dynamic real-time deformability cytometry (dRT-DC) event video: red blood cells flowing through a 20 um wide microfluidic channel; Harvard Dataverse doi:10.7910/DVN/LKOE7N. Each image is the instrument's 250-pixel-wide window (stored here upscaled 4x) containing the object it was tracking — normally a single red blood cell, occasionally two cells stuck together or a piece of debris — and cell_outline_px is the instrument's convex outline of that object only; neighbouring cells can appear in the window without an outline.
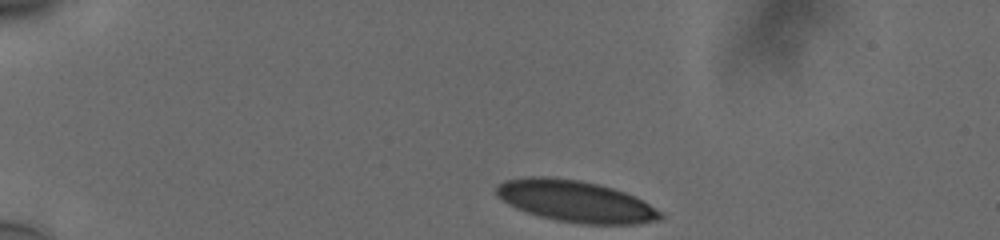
{"species": "human", "species_latin": "Homo sapiens", "temperature_condition": "cold", "stored_images_in_passage": 38, "camera_frame_rate_fps": 3000, "um_per_image_px": 0.085, "donor": {"sex": "male"}, "frame": {"image": 1, "passage_image": 1, "time_ms": 0.0, "image_size_px": [1000, 240], "cell_outline_px": [[664, 216], [660, 220], [640, 224], [584, 224], [556, 220], [540, 216], [516, 208], [508, 204], [496, 196], [496, 184], [504, 180], [524, 176], [552, 176], [580, 180], [600, 184], [636, 196], [664, 212]], "centroid_in_image_um": [48.94, 17.09], "position_along_channel_um": 36.1, "area_um2": 40.29}}
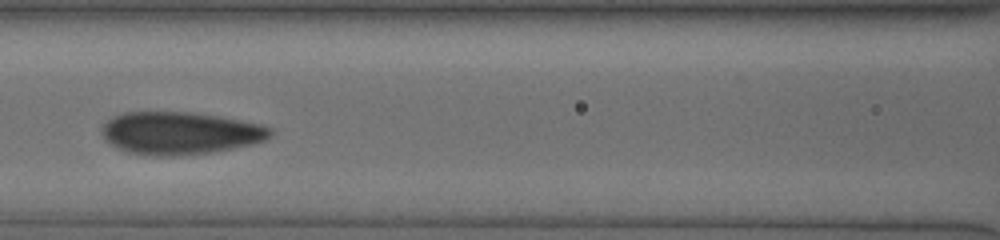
{"frame": {"image": 2, "passage_image": 16, "time_ms": 5.0, "image_size_px": [1000, 240], "cell_outline_px": [[272, 132], [264, 140], [252, 144], [216, 152], [172, 156], [156, 156], [128, 152], [104, 140], [100, 132], [100, 128], [112, 116], [124, 112], [188, 112], [220, 116], [260, 124], [272, 128]], "centroid_in_image_um": [15.28, 11.31], "position_along_channel_um": 151.3, "area_um2": 41.85}}
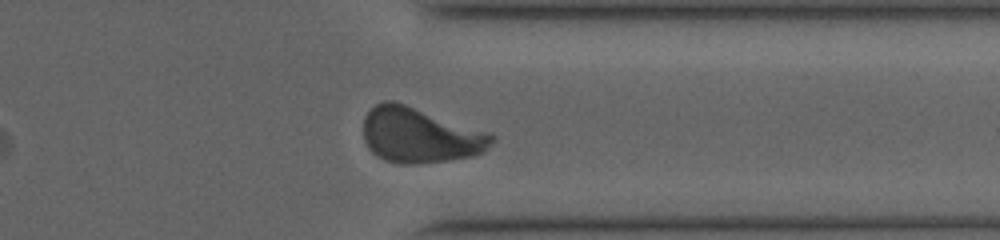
{"frame": {"image": 3, "passage_image": 34, "time_ms": 11.0, "image_size_px": [1000, 240], "cell_outline_px": [[496, 140], [484, 152], [472, 156], [448, 160], [412, 164], [400, 164], [384, 160], [376, 156], [368, 148], [364, 140], [364, 116], [376, 104], [384, 100], [392, 100], [492, 132], [496, 136]], "centroid_in_image_um": [35.73, 11.5], "position_along_channel_um": 375.7, "area_um2": 41.67}, "authors_computed_cell_mechanics": {"area_um2": 40.9513, "velocity_mm_per_s": 3.753, "shape_relaxation_time_tau1_ms": 3.792, "shape_relaxation_time_tau2_ms": 0.7, "deformation_change_tau1": 0.1506, "deformation_change_tau2": 0.0625}}